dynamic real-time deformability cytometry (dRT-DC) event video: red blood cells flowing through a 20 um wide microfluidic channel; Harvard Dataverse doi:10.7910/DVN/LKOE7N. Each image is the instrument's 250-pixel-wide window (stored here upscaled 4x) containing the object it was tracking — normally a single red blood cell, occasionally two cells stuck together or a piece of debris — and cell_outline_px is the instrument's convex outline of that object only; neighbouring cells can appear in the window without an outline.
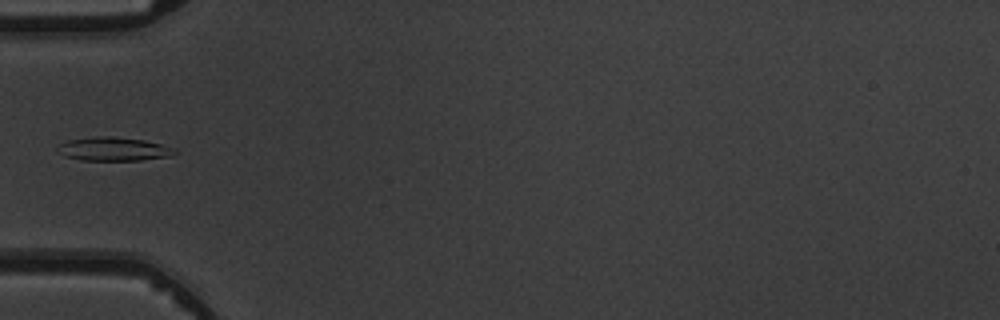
{"species": "common noctule bat (a hibernating species)", "species_latin": "Nyctalus noctula", "temperature_condition": "warm", "stored_images_in_passage": 4, "camera_frame_rate_fps": 3000, "um_per_image_px": 0.085, "animal": {"sex": "male", "body_mass_g": 19.5, "forearm_length_mm": 54.6}, "frame": {"image": 1, "passage_image": 4, "time_ms": 4.333, "image_size_px": [1000, 320], "cell_outline_px": [[176, 152], [172, 156], [140, 160], [80, 160], [64, 156], [56, 152], [56, 148], [60, 144], [68, 140], [96, 136], [112, 136], [144, 140], [176, 148]], "centroid_in_image_um": [9.63, 12.67], "position_along_channel_um": 75.4, "area_um2": 16.24}}